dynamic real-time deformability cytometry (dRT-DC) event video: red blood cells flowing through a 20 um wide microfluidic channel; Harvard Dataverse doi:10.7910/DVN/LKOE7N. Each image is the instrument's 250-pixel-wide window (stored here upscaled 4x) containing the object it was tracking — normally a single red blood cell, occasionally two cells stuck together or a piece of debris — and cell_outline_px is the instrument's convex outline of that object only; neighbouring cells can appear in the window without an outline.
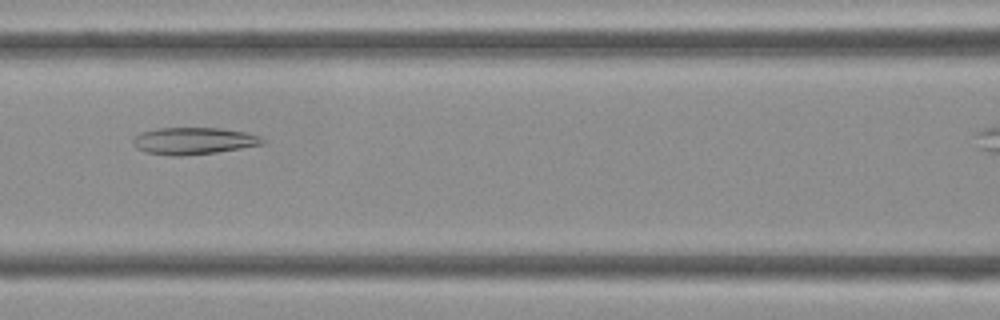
{"species": "Egyptian fruit bat (a non-hibernating species)", "species_latin": "Rousettus aegyptiacus", "temperature_condition": "cold", "stored_images_in_passage": 27, "camera_frame_rate_fps": 3000, "um_per_image_px": 0.085, "frame": {"image": 1, "passage_image": 8, "time_ms": 2.333, "image_size_px": [1000, 320], "cell_outline_px": [[268, 140], [264, 144], [216, 152], [180, 156], [172, 156], [144, 152], [136, 148], [132, 144], [132, 136], [140, 132], [156, 128], [220, 128], [244, 132], [260, 136]], "centroid_in_image_um": [16.41, 11.97], "position_along_channel_um": 150.2, "area_um2": 20.58}}
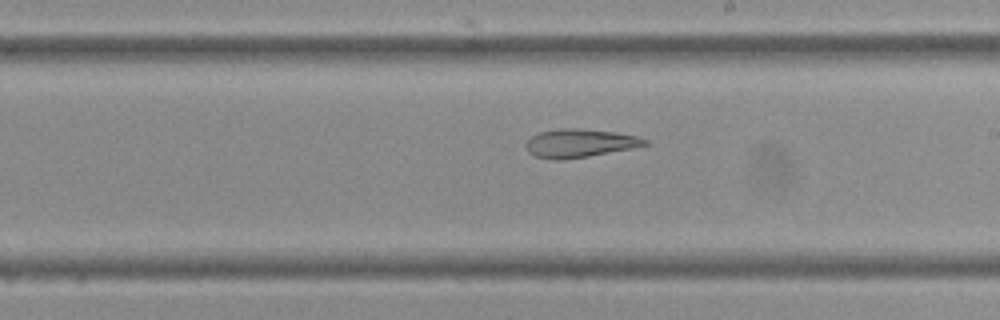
{"frame": {"image": 2, "passage_image": 14, "time_ms": 4.333, "image_size_px": [1000, 320], "cell_outline_px": [[648, 144], [632, 148], [588, 156], [556, 160], [552, 160], [532, 156], [528, 152], [524, 144], [532, 136], [540, 132], [560, 128], [584, 128], [616, 132], [636, 136], [648, 140]], "centroid_in_image_um": [49.23, 12.16], "position_along_channel_um": 239.8, "area_um2": 19.71}}
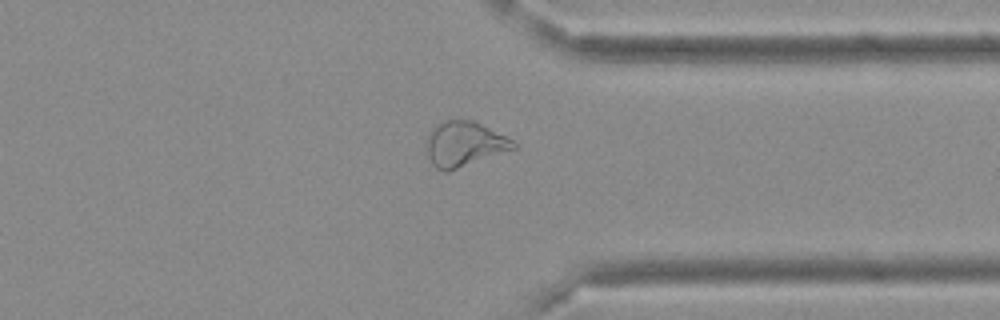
{"frame": {"image": 3, "passage_image": 23, "time_ms": 7.333, "image_size_px": [1000, 320], "cell_outline_px": [[520, 148], [448, 172], [444, 172], [436, 168], [432, 164], [428, 156], [428, 136], [432, 128], [436, 124], [444, 120], [472, 120], [512, 140]], "centroid_in_image_um": [39.49, 12.27], "position_along_channel_um": 371.9, "area_um2": 22.77}}